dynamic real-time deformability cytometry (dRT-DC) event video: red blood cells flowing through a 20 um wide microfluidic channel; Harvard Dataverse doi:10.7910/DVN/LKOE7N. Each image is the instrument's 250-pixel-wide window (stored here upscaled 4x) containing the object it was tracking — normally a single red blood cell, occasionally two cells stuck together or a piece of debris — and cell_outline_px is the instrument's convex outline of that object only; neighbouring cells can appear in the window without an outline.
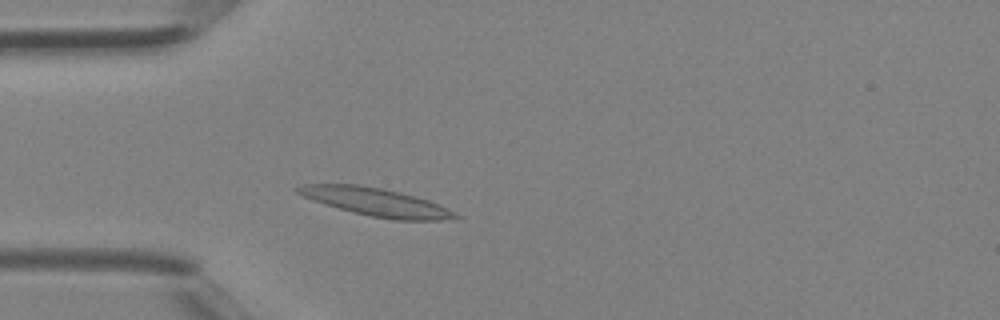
{"species": "Egyptian fruit bat (a non-hibernating species)", "species_latin": "Rousettus aegyptiacus", "temperature_condition": "room temperature", "stored_images_in_passage": 38, "camera_frame_rate_fps": 3000, "um_per_image_px": 0.085, "animal": {"sex": "female"}, "frame": {"image": 1, "passage_image": 8, "time_ms": 2.333, "image_size_px": [1000, 320], "cell_outline_px": [[464, 216], [440, 220], [396, 220], [372, 216], [352, 212], [304, 196], [296, 192], [292, 188], [304, 184], [356, 184], [384, 188], [400, 192], [428, 200], [440, 204]], "centroid_in_image_um": [32.01, 17.16], "position_along_channel_um": 53.0, "area_um2": 25.49}}
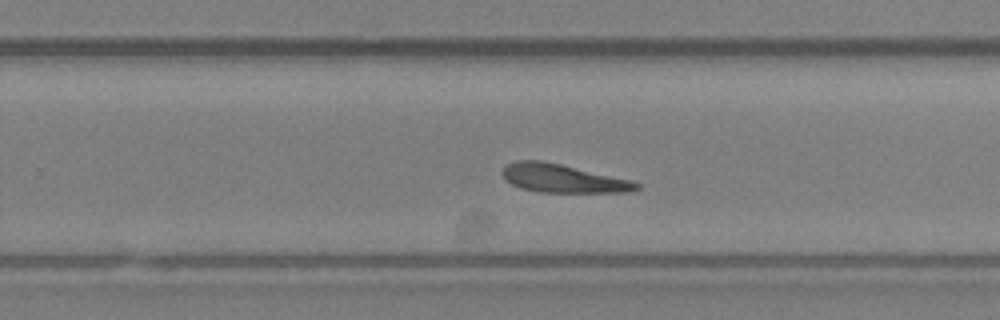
{"frame": {"image": 2, "passage_image": 23, "time_ms": 7.333, "image_size_px": [1000, 320], "cell_outline_px": [[640, 188], [628, 192], [540, 192], [520, 188], [512, 184], [500, 172], [508, 164], [516, 160], [540, 160], [560, 164], [632, 180], [640, 184]], "centroid_in_image_um": [47.85, 15.16], "position_along_channel_um": 282.0, "area_um2": 21.96}}
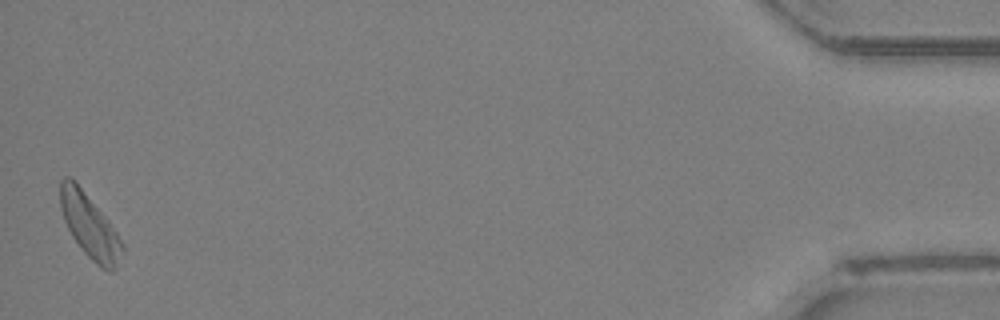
{"frame": {"image": 3, "passage_image": 38, "time_ms": 12.333, "image_size_px": [1000, 320], "cell_outline_px": [[124, 248], [116, 268], [112, 272], [100, 268], [84, 252], [72, 236], [64, 220], [60, 208], [60, 180], [64, 176], [72, 176], [76, 180], [104, 216], [116, 232], [124, 244]], "centroid_in_image_um": [7.6, 19.19], "position_along_channel_um": 427.6, "area_um2": 23.0}}